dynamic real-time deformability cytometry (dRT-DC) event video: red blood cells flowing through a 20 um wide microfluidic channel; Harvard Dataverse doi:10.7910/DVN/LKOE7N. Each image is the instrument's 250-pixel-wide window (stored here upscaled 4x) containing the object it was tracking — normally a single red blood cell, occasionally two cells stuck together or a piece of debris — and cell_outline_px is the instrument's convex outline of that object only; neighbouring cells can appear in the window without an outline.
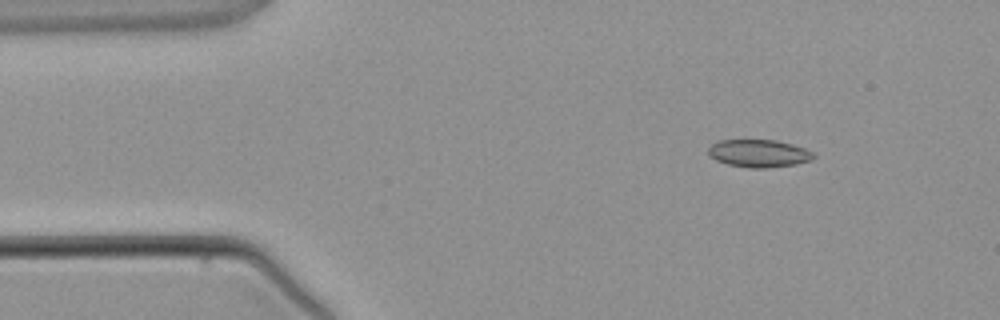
{"species": "common noctule bat (a hibernating species)", "species_latin": "Nyctalus noctula", "temperature_condition": "warm", "stored_images_in_passage": 4, "camera_frame_rate_fps": 3000, "um_per_image_px": 0.085, "animal": {"sex": "male", "body_mass_g": 21.5, "forearm_length_mm": 52.0}, "frame": {"image": 1, "passage_image": 2, "time_ms": 1.333, "image_size_px": [1000, 320], "cell_outline_px": [[816, 156], [812, 160], [796, 164], [768, 168], [748, 168], [728, 164], [716, 160], [708, 156], [708, 148], [712, 144], [720, 140], [776, 140], [792, 144], [804, 148], [812, 152]], "centroid_in_image_um": [64.5, 13.04], "position_along_channel_um": 20.5, "area_um2": 17.05}}
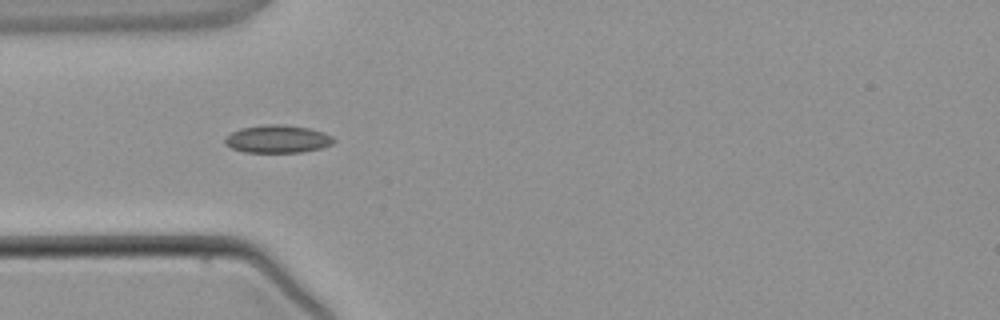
{"frame": {"image": 2, "passage_image": 4, "time_ms": 3.667, "image_size_px": [1000, 320], "cell_outline_px": [[336, 140], [332, 144], [320, 148], [300, 152], [244, 152], [232, 148], [224, 144], [224, 140], [232, 132], [240, 128], [268, 124], [284, 124], [308, 128], [324, 132], [332, 136]], "centroid_in_image_um": [23.6, 11.81], "position_along_channel_um": 61.4, "area_um2": 17.57}}